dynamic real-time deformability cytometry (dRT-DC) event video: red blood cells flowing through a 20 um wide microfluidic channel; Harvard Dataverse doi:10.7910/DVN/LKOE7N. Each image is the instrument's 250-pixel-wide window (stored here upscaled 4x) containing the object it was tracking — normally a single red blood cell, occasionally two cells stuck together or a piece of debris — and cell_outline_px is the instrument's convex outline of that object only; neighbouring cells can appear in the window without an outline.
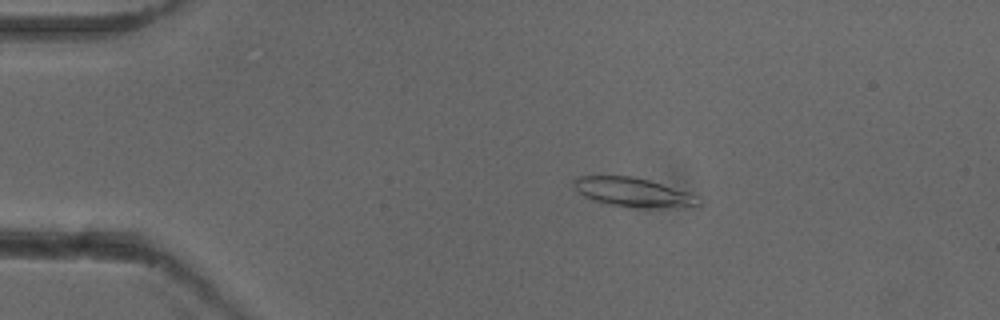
{"species": "common noctule bat (a hibernating species)", "species_latin": "Nyctalus noctula", "temperature_condition": "cold", "stored_images_in_passage": 52, "camera_frame_rate_fps": 3000, "um_per_image_px": 0.085, "animal": {"sex": "female"}, "frame": {"image": 1, "passage_image": 10, "time_ms": 3.0, "image_size_px": [1000, 320], "cell_outline_px": [[700, 204], [608, 204], [584, 196], [572, 188], [572, 180], [576, 176], [632, 176], [648, 180], [688, 192], [696, 196]], "centroid_in_image_um": [53.57, 16.23], "position_along_channel_um": 31.4, "area_um2": 19.25}}
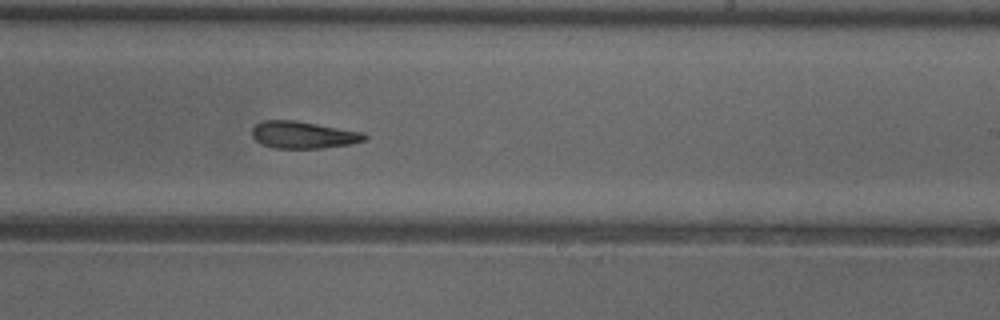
{"frame": {"image": 2, "passage_image": 32, "time_ms": 10.333, "image_size_px": [1000, 320], "cell_outline_px": [[368, 136], [364, 140], [352, 144], [320, 148], [276, 148], [264, 144], [256, 140], [252, 136], [252, 128], [256, 124], [264, 120], [292, 120], [364, 132]], "centroid_in_image_um": [25.79, 11.46], "position_along_channel_um": 263.2, "area_um2": 17.57}}
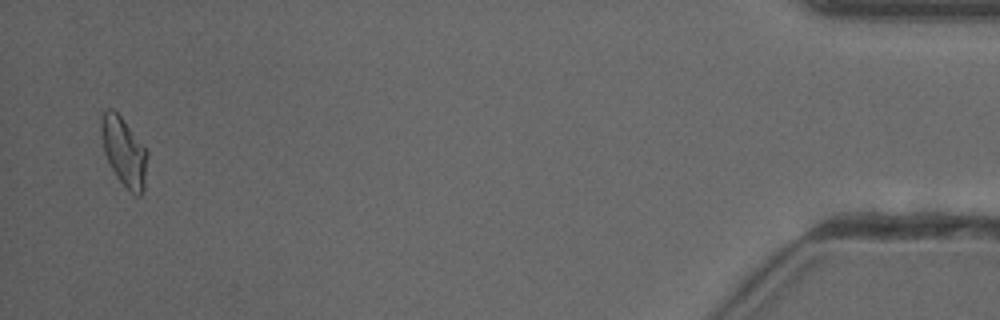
{"frame": {"image": 3, "passage_image": 51, "time_ms": 16.667, "image_size_px": [1000, 320], "cell_outline_px": [[148, 156], [144, 192], [140, 196], [136, 196], [116, 176], [104, 152], [100, 132], [100, 120], [104, 112], [108, 108], [112, 108], [120, 116], [148, 152]], "centroid_in_image_um": [10.54, 12.9], "position_along_channel_um": 424.7, "area_um2": 18.26}, "authors_computed_cell_mechanics": {"area_um2": 18.6116, "velocity_mm_per_s": 3.9101, "shape_relaxation_time_tau1_ms": 7.3929, "shape_relaxation_time_tau2_ms": 3.8624, "deformation_change_tau1": 0.169, "deformation_change_tau2": 0.1075}}